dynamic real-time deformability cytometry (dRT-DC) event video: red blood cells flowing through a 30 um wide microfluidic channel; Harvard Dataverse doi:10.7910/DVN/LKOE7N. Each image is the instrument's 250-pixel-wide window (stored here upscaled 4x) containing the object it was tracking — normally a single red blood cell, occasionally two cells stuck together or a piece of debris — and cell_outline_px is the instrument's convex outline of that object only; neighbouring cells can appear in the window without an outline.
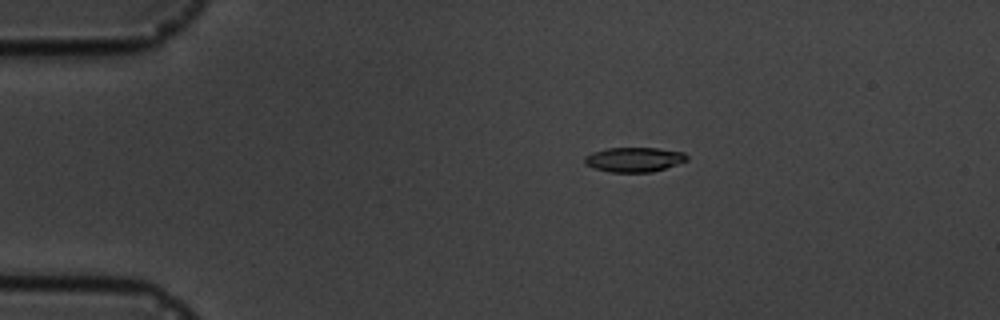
{"species": "common noctule bat (a hibernating species)", "species_latin": "Nyctalus noctula", "temperature_condition": "cold", "stored_images_in_passage": 11, "camera_frame_rate_fps": 3000, "um_per_image_px": 0.085, "animal": {"sex": "male", "body_mass_g": 19.5, "forearm_length_mm": 54.6}, "frame": {"image": 1, "passage_image": 4, "time_ms": 3.333, "image_size_px": [1000, 320], "cell_outline_px": [[688, 160], [652, 172], [608, 172], [592, 168], [584, 164], [584, 156], [592, 152], [608, 148], [656, 148], [684, 152], [688, 156]], "centroid_in_image_um": [53.86, 13.56], "position_along_channel_um": 31.1, "area_um2": 14.74}}
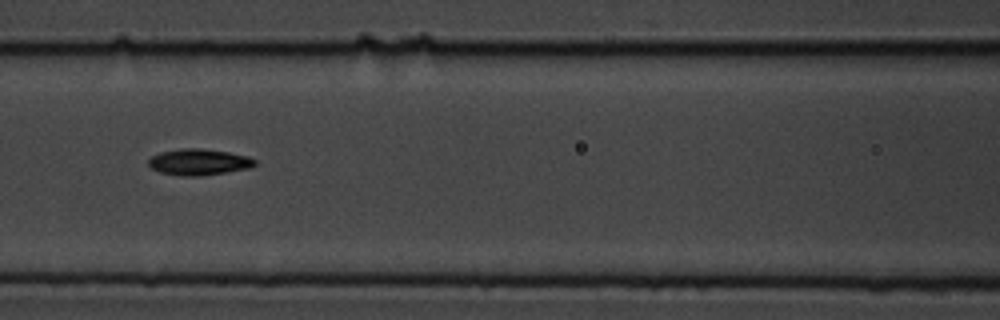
{"frame": {"image": 2, "passage_image": 8, "time_ms": 8.0, "image_size_px": [1000, 320], "cell_outline_px": [[256, 164], [248, 168], [200, 176], [180, 176], [160, 172], [152, 168], [148, 164], [148, 160], [152, 156], [160, 152], [180, 148], [200, 148], [228, 152], [248, 156], [256, 160]], "centroid_in_image_um": [16.88, 13.76], "position_along_channel_um": 149.7, "area_um2": 16.18}}
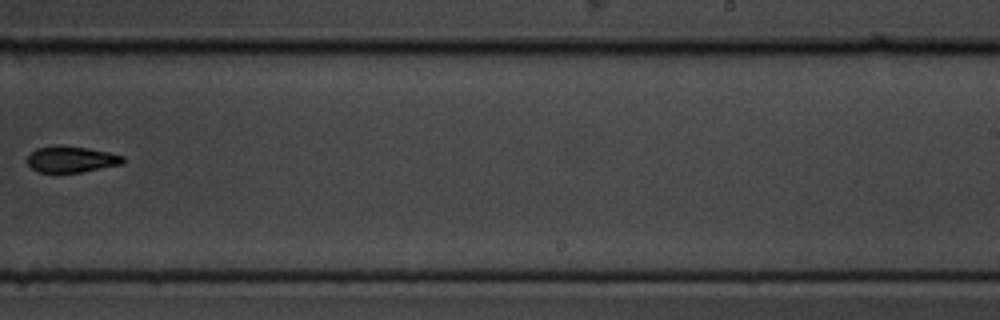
{"frame": {"image": 3, "passage_image": 11, "time_ms": 11.667, "image_size_px": [1000, 320], "cell_outline_px": [[124, 164], [80, 172], [40, 172], [32, 168], [28, 164], [28, 156], [36, 148], [56, 144], [60, 144], [88, 148], [108, 152], [124, 156]], "centroid_in_image_um": [6.07, 13.52], "position_along_channel_um": 282.9, "area_um2": 14.68}}